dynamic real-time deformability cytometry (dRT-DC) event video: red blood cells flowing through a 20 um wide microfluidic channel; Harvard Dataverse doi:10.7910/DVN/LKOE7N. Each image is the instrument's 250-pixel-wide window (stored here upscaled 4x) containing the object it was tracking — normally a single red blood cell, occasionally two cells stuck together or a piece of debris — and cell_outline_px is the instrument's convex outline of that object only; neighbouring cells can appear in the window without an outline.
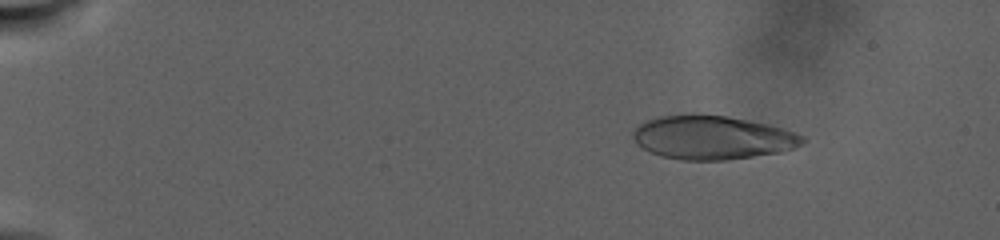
{"species": "human", "species_latin": "Homo sapiens", "temperature_condition": "warm", "stored_images_in_passage": 55, "camera_frame_rate_fps": 3000, "um_per_image_px": 0.085, "donor": {"sex": "male"}, "frame": {"image": 1, "passage_image": 9, "time_ms": 4.667, "image_size_px": [1000, 240], "cell_outline_px": [[804, 140], [800, 144], [792, 148], [780, 152], [728, 160], [680, 160], [660, 156], [636, 144], [632, 136], [632, 132], [640, 124], [648, 120], [660, 116], [728, 116], [768, 124], [784, 128], [796, 132], [804, 136]], "centroid_in_image_um": [60.56, 11.71], "position_along_channel_um": 24.4, "area_um2": 42.6}}
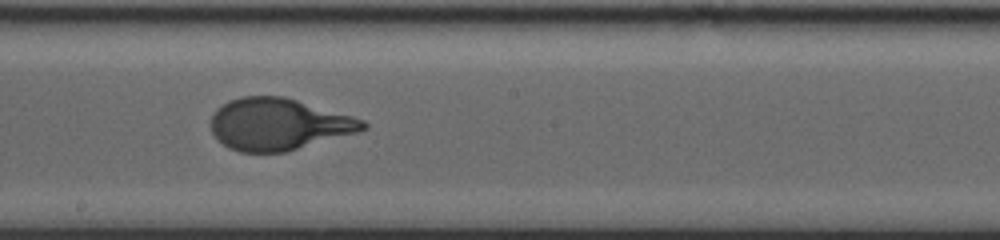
{"frame": {"image": 2, "passage_image": 34, "time_ms": 19.333, "image_size_px": [1000, 240], "cell_outline_px": [[368, 128], [360, 132], [284, 152], [240, 152], [228, 148], [216, 140], [212, 132], [212, 116], [216, 108], [228, 100], [240, 96], [284, 96], [352, 116], [364, 120], [368, 124]], "centroid_in_image_um": [23.67, 10.56], "position_along_channel_um": 224.5, "area_um2": 46.12}}
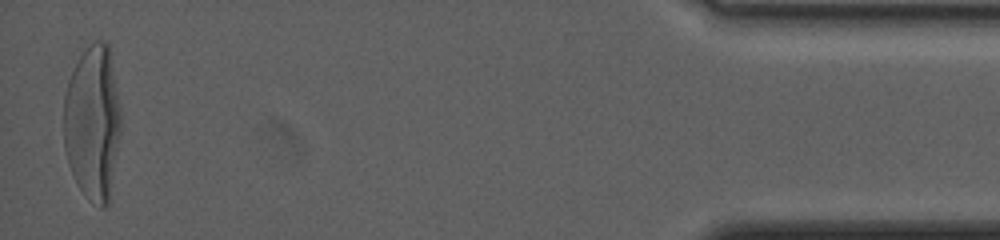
{"frame": {"image": 3, "passage_image": 55, "time_ms": 31.667, "image_size_px": [1000, 240], "cell_outline_px": [[120, 136], [108, 208], [100, 208], [88, 200], [76, 184], [68, 164], [64, 148], [64, 96], [68, 80], [84, 48], [96, 40], [104, 40], [108, 44], [120, 108]], "centroid_in_image_um": [7.87, 10.48], "position_along_channel_um": 427.3, "area_um2": 51.96}, "authors_computed_cell_mechanics": {"area_um2": 45.1418, "velocity_mm_per_s": 2.2276, "shape_relaxation_time_tau1_ms": 8.3091, "shape_relaxation_time_tau2_ms": null, "deformation_change_tau1": 0.3082, "deformation_change_tau2": null}}